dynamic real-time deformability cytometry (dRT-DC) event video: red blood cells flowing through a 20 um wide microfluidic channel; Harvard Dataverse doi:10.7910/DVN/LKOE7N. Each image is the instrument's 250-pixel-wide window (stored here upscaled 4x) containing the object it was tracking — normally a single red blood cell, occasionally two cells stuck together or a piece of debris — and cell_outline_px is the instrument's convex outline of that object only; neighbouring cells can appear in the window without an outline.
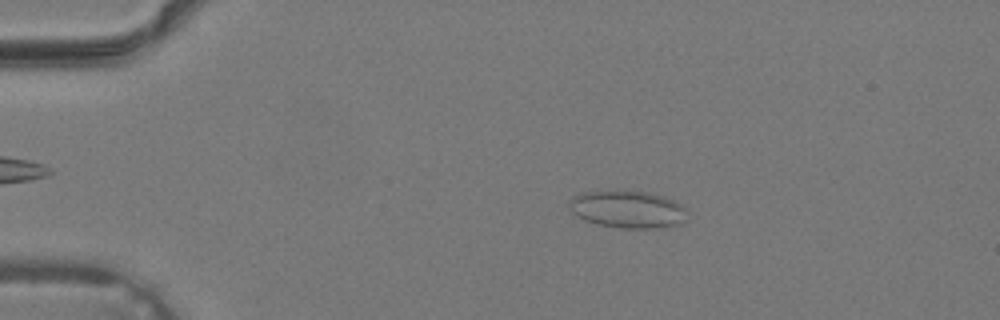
{"species": "common noctule bat (a hibernating species)", "species_latin": "Nyctalus noctula", "temperature_condition": "warm", "stored_images_in_passage": 38, "camera_frame_rate_fps": 3000, "um_per_image_px": 0.085, "animal": {"sex": "male", "body_mass_g": 19.2, "forearm_length_mm": 51.8}, "frame": {"image": 1, "passage_image": 7, "time_ms": 2.0, "image_size_px": [1000, 320], "cell_outline_px": [[684, 220], [680, 224], [652, 228], [620, 228], [600, 224], [584, 220], [572, 212], [568, 204], [568, 200], [572, 196], [580, 192], [616, 188], [628, 188], [648, 192], [664, 196], [680, 204], [684, 208]], "centroid_in_image_um": [53.26, 17.73], "position_along_channel_um": 31.7, "area_um2": 26.3}}
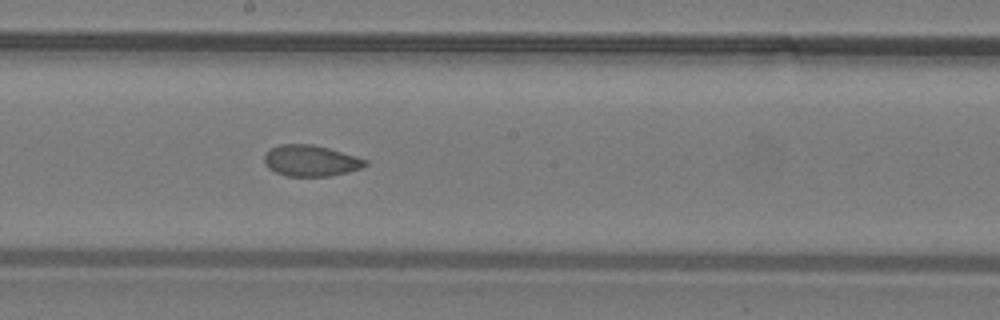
{"frame": {"image": 2, "passage_image": 21, "time_ms": 6.667, "image_size_px": [1000, 320], "cell_outline_px": [[368, 164], [360, 168], [348, 172], [332, 176], [284, 176], [268, 168], [264, 164], [264, 156], [272, 148], [280, 144], [312, 144], [328, 148], [356, 156], [368, 160]], "centroid_in_image_um": [26.41, 13.67], "position_along_channel_um": 221.8, "area_um2": 18.32}}
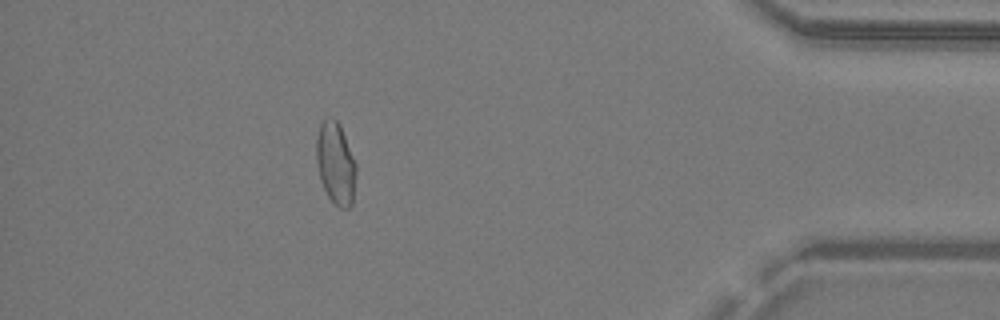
{"frame": {"image": 3, "passage_image": 34, "time_ms": 11.0, "image_size_px": [1000, 320], "cell_outline_px": [[356, 176], [352, 204], [348, 208], [340, 208], [328, 196], [320, 180], [316, 160], [316, 136], [320, 124], [324, 120], [336, 120], [340, 124], [356, 164]], "centroid_in_image_um": [28.53, 13.9], "position_along_channel_um": 406.7, "area_um2": 18.9}}